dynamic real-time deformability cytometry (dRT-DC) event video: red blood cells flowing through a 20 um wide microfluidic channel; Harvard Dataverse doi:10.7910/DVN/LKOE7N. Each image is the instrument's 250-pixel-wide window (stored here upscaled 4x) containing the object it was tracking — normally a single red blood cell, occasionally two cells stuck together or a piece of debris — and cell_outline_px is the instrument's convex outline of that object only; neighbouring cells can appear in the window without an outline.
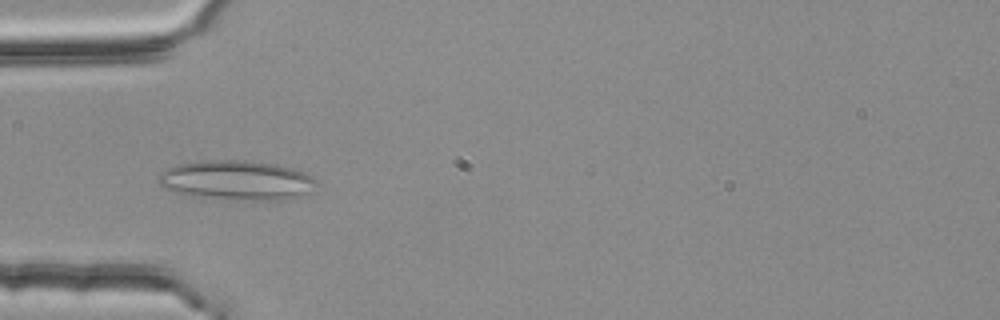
{"species": "common noctule bat (a hibernating species)", "species_latin": "Nyctalus noctula", "temperature_condition": "room temperature", "stored_images_in_passage": 3, "camera_frame_rate_fps": 3000, "um_per_image_px": 0.085, "animal": {"sex": "female", "body_mass_g": 25.1}, "frame": {"image": 1, "passage_image": 2, "time_ms": 0.333, "image_size_px": [1000, 320], "cell_outline_px": [[320, 184], [312, 192], [292, 200], [264, 200], [184, 196], [164, 188], [160, 184], [160, 172], [176, 164], [212, 160], [244, 160], [276, 164], [292, 168], [304, 172], [312, 176]], "centroid_in_image_um": [20.19, 15.33], "position_along_channel_um": 64.8, "area_um2": 36.82}}